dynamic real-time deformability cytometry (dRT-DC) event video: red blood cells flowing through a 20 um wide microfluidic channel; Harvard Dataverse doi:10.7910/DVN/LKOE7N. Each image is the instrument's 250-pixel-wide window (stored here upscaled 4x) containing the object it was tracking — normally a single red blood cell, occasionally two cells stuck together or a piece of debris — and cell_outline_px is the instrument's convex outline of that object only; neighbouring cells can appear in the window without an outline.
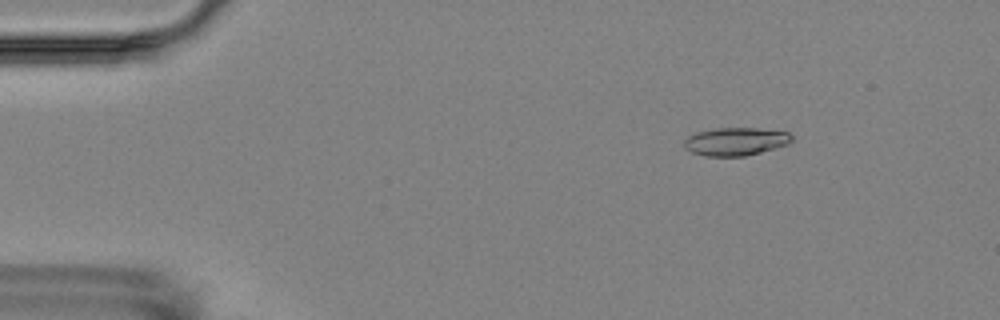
{"species": "Egyptian fruit bat (a non-hibernating species)", "species_latin": "Rousettus aegyptiacus", "temperature_condition": "room temperature", "stored_images_in_passage": 6, "camera_frame_rate_fps": 3000, "um_per_image_px": 0.085, "animal": {"sex": "female"}, "frame": {"image": 1, "passage_image": 3, "time_ms": 2.333, "image_size_px": [1000, 320], "cell_outline_px": [[792, 140], [788, 144], [760, 152], [744, 156], [704, 156], [692, 152], [684, 148], [684, 140], [688, 136], [696, 132], [716, 128], [756, 128], [788, 132], [792, 136]], "centroid_in_image_um": [62.5, 12.02], "position_along_channel_um": 22.5, "area_um2": 17.51}}